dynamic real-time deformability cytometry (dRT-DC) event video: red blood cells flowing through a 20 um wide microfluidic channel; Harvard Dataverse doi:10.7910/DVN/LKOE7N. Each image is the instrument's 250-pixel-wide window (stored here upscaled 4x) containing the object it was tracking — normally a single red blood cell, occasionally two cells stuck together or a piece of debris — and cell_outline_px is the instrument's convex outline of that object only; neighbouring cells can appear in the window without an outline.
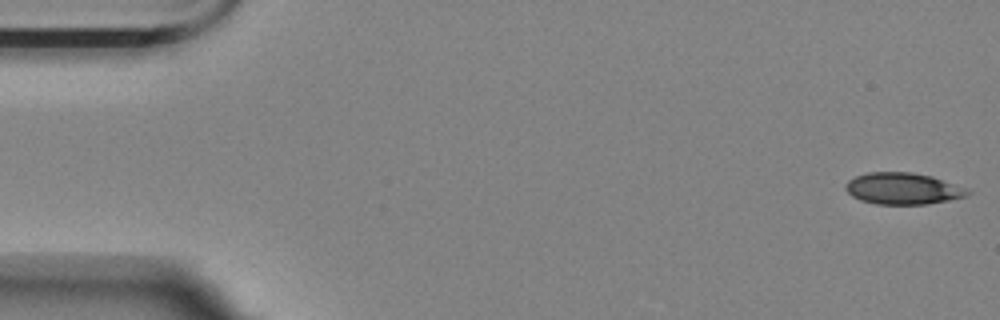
{"species": "Egyptian fruit bat (a non-hibernating species)", "species_latin": "Rousettus aegyptiacus", "temperature_condition": "room temperature", "stored_images_in_passage": 15, "camera_frame_rate_fps": 3000, "um_per_image_px": 0.085, "animal": {"sex": "female"}, "frame": {"image": 1, "passage_image": 1, "time_ms": 0.0, "image_size_px": [1000, 320], "cell_outline_px": [[972, 192], [964, 196], [948, 200], [928, 204], [876, 204], [860, 200], [852, 196], [844, 188], [848, 180], [856, 176], [868, 172], [912, 172], [932, 176], [964, 188]], "centroid_in_image_um": [76.7, 16.03], "position_along_channel_um": 8.3, "area_um2": 22.25}}
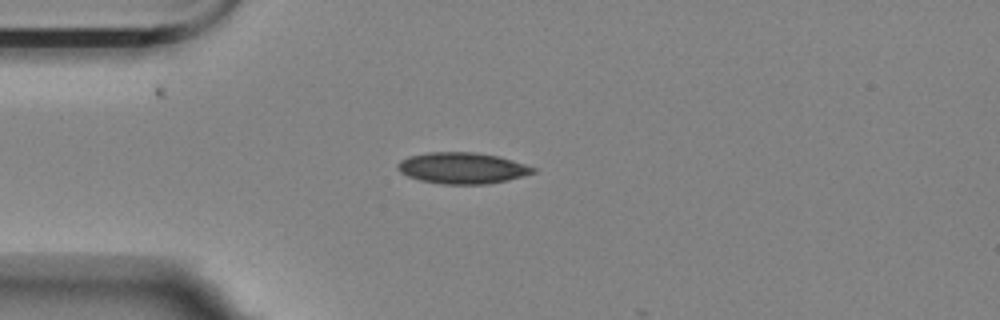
{"frame": {"image": 2, "passage_image": 14, "time_ms": 4.333, "image_size_px": [1000, 320], "cell_outline_px": [[536, 172], [508, 180], [484, 184], [444, 184], [420, 180], [408, 176], [400, 172], [396, 164], [400, 160], [408, 156], [428, 152], [476, 152], [500, 156], [536, 168]], "centroid_in_image_um": [39.28, 14.27], "position_along_channel_um": 45.7, "area_um2": 24.62}}